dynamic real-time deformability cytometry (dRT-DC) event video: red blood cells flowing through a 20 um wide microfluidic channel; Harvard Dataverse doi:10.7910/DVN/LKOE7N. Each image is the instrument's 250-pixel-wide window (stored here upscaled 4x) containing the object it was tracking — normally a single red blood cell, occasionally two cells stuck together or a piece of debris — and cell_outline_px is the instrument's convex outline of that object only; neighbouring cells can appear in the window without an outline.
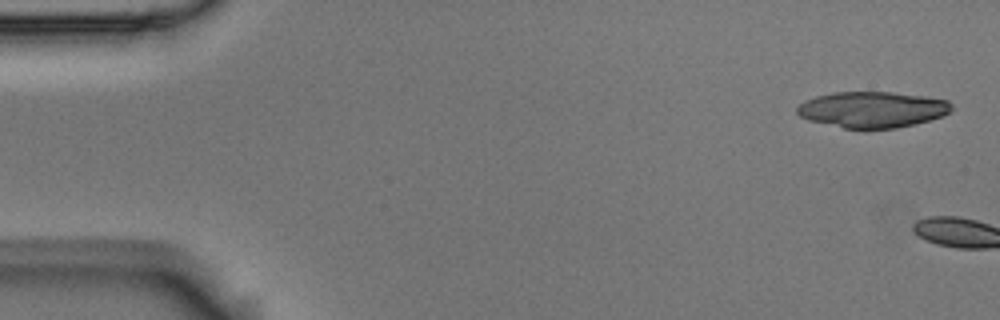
{"species": "Egyptian fruit bat (a non-hibernating species)", "species_latin": "Rousettus aegyptiacus", "temperature_condition": "room temperature", "stored_images_in_passage": 2, "camera_frame_rate_fps": 3000, "um_per_image_px": 0.085, "animal": {"sex": "male"}, "frame": {"image": 1, "passage_image": 1, "time_ms": 0.0, "image_size_px": [1000, 320], "cell_outline_px": [[952, 108], [944, 116], [916, 124], [896, 128], [844, 128], [808, 120], [800, 116], [796, 112], [796, 108], [804, 100], [816, 96], [832, 92], [892, 92], [924, 96], [948, 100], [952, 104]], "centroid_in_image_um": [74.15, 9.31], "position_along_channel_um": 10.9, "area_um2": 32.48}}